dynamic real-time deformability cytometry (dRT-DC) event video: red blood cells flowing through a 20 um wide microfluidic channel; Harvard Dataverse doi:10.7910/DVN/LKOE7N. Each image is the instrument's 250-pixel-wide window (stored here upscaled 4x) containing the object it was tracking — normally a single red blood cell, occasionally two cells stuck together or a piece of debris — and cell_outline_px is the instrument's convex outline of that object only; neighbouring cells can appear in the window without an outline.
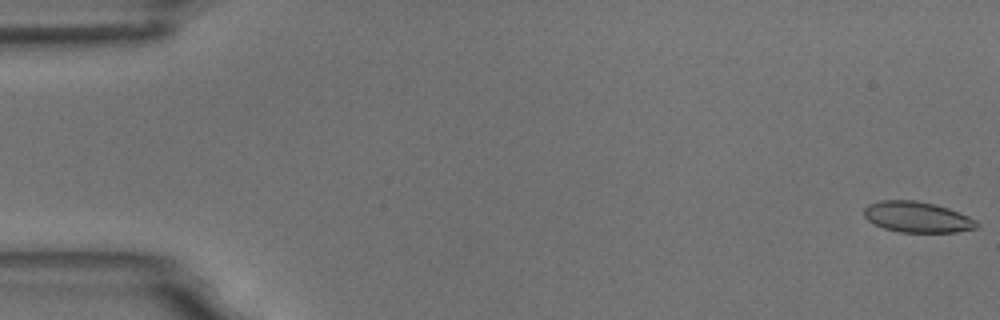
{"species": "common noctule bat (a hibernating species)", "species_latin": "Nyctalus noctula", "temperature_condition": "room temperature", "stored_images_in_passage": 8, "camera_frame_rate_fps": 3000, "um_per_image_px": 0.085, "animal": {"sex": "male", "body_mass_g": 18.8}, "frame": {"image": 1, "passage_image": 1, "time_ms": 0.0, "image_size_px": [1000, 320], "cell_outline_px": [[980, 224], [976, 228], [956, 232], [900, 232], [884, 228], [868, 220], [864, 216], [864, 208], [868, 204], [880, 200], [916, 200], [948, 208], [968, 216], [976, 220]], "centroid_in_image_um": [77.96, 18.45], "position_along_channel_um": 7.0, "area_um2": 20.11}}
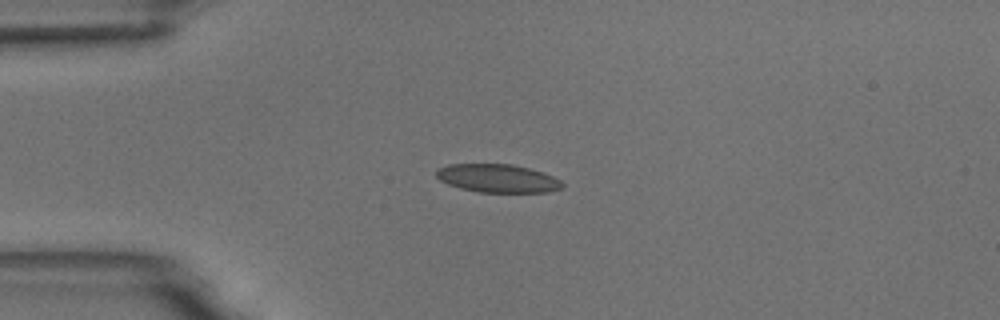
{"frame": {"image": 2, "passage_image": 4, "time_ms": 4.333, "image_size_px": [1000, 320], "cell_outline_px": [[564, 184], [560, 188], [548, 192], [480, 192], [460, 188], [448, 184], [440, 180], [436, 176], [436, 168], [448, 164], [512, 164], [528, 168], [552, 176], [560, 180]], "centroid_in_image_um": [42.25, 15.15], "position_along_channel_um": 42.7, "area_um2": 20.63}}